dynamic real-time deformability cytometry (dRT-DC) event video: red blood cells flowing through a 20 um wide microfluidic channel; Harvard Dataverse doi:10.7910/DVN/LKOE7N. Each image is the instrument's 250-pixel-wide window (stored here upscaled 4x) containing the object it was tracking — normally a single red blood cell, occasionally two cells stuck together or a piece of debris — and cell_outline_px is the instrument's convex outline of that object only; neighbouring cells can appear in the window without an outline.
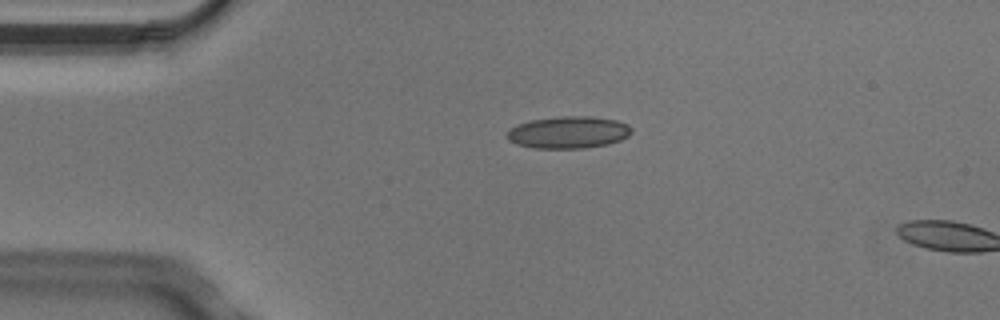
{"species": "Egyptian fruit bat (a non-hibernating species)", "species_latin": "Rousettus aegyptiacus", "temperature_condition": "cold", "stored_images_in_passage": 4, "camera_frame_rate_fps": 3000, "um_per_image_px": 0.085, "animal": {"sex": "male"}, "frame": {"image": 1, "passage_image": 3, "time_ms": 0.667, "image_size_px": [1000, 320], "cell_outline_px": [[632, 132], [628, 136], [620, 140], [608, 144], [584, 148], [532, 148], [516, 144], [508, 140], [504, 136], [516, 124], [532, 120], [564, 116], [592, 116], [616, 120], [628, 124], [632, 128]], "centroid_in_image_um": [48.31, 11.25], "position_along_channel_um": 36.7, "area_um2": 23.35}}